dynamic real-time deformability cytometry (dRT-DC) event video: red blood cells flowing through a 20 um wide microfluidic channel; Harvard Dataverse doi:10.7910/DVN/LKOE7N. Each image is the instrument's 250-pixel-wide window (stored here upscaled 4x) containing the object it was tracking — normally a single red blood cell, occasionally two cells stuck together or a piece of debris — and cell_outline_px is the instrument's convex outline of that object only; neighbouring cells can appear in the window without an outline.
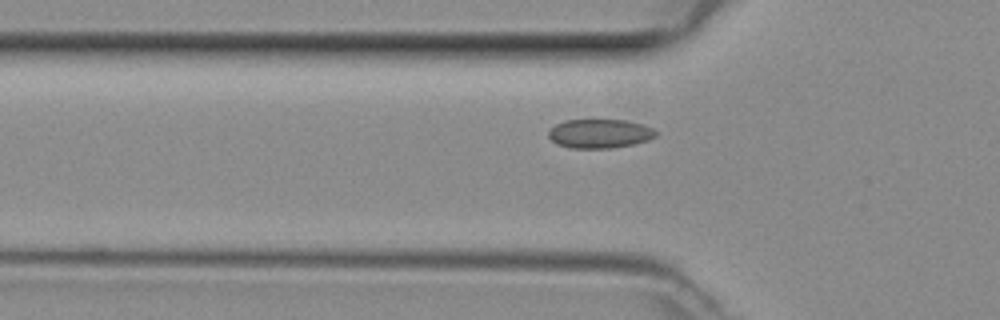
{"species": "common noctule bat (a hibernating species)", "species_latin": "Nyctalus noctula", "temperature_condition": "room temperature", "stored_images_in_passage": 35, "camera_frame_rate_fps": 3000, "um_per_image_px": 0.085, "animal": {"sex": "female", "body_mass_g": 29.2, "forearm_length_mm": 56.3}, "frame": {"image": 1, "passage_image": 8, "time_ms": 2.333, "image_size_px": [1000, 320], "cell_outline_px": [[656, 136], [648, 140], [636, 144], [612, 148], [568, 148], [556, 144], [548, 136], [548, 132], [556, 124], [564, 120], [624, 120], [644, 124], [652, 128], [656, 132]], "centroid_in_image_um": [50.98, 11.36], "position_along_channel_um": 74.8, "area_um2": 18.26}}
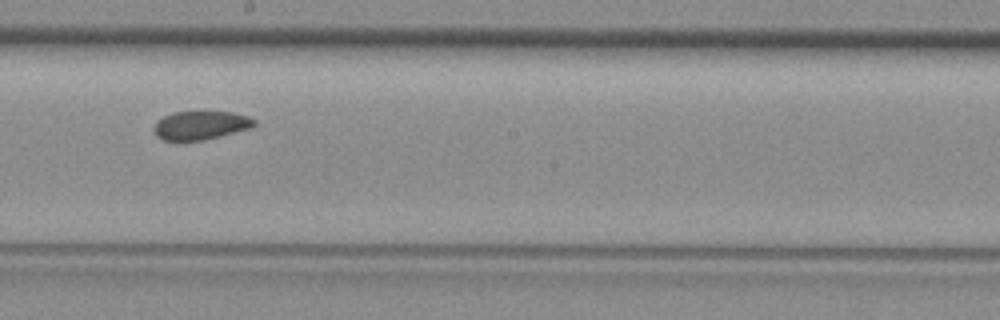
{"frame": {"image": 2, "passage_image": 19, "time_ms": 6.0, "image_size_px": [1000, 320], "cell_outline_px": [[256, 124], [252, 128], [204, 140], [160, 140], [156, 136], [152, 128], [156, 120], [172, 112], [232, 112], [248, 116], [256, 120]], "centroid_in_image_um": [17.03, 10.65], "position_along_channel_um": 231.2, "area_um2": 16.88}}
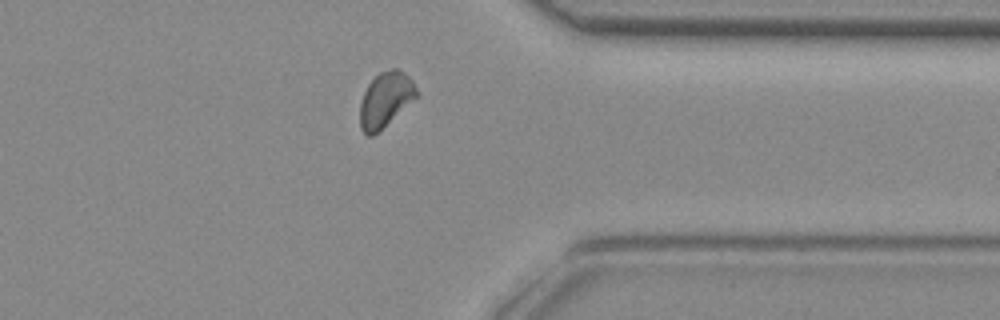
{"frame": {"image": 3, "passage_image": 30, "time_ms": 9.667, "image_size_px": [1000, 320], "cell_outline_px": [[420, 96], [372, 136], [368, 136], [360, 128], [360, 100], [368, 84], [380, 72], [392, 68], [396, 68], [404, 72], [412, 80], [420, 92]], "centroid_in_image_um": [32.8, 8.45], "position_along_channel_um": 378.6, "area_um2": 18.26}}